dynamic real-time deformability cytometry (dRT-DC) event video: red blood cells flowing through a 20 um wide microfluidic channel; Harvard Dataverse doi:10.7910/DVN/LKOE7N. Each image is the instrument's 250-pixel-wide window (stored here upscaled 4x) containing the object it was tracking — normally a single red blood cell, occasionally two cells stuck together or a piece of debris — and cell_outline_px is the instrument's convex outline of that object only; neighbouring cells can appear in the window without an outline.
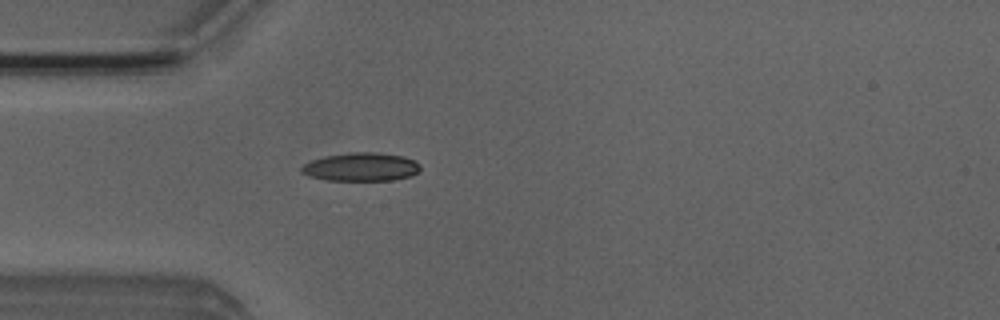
{"species": "Egyptian fruit bat (a non-hibernating species)", "species_latin": "Rousettus aegyptiacus", "temperature_condition": "room temperature", "stored_images_in_passage": 4, "camera_frame_rate_fps": 3000, "um_per_image_px": 0.085, "animal": {"sex": "male"}, "frame": {"image": 1, "passage_image": 4, "time_ms": 3.667, "image_size_px": [1000, 320], "cell_outline_px": [[420, 172], [412, 176], [392, 180], [328, 180], [308, 176], [300, 172], [300, 168], [304, 164], [312, 160], [324, 156], [348, 152], [376, 152], [404, 156], [416, 160], [420, 164]], "centroid_in_image_um": [30.72, 14.18], "position_along_channel_um": 54.3, "area_um2": 19.94}}